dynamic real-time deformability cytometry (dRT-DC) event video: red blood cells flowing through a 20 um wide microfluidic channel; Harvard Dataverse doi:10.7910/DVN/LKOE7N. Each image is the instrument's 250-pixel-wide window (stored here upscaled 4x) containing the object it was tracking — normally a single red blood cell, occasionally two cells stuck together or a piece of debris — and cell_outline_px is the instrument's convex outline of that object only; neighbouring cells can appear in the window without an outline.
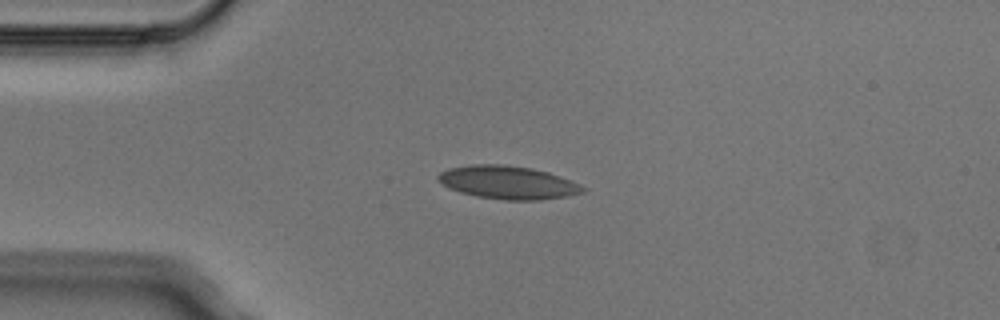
{"species": "Egyptian fruit bat (a non-hibernating species)", "species_latin": "Rousettus aegyptiacus", "temperature_condition": "cold", "stored_images_in_passage": 3, "camera_frame_rate_fps": 3000, "um_per_image_px": 0.085, "animal": {"sex": "male"}, "frame": {"image": 1, "passage_image": 3, "time_ms": 0.667, "image_size_px": [1000, 320], "cell_outline_px": [[588, 188], [584, 192], [568, 196], [540, 200], [504, 200], [476, 196], [460, 192], [448, 188], [436, 176], [440, 172], [448, 168], [472, 164], [504, 164], [532, 168], [548, 172], [580, 184]], "centroid_in_image_um": [43.19, 15.51], "position_along_channel_um": 41.8, "area_um2": 28.03}}